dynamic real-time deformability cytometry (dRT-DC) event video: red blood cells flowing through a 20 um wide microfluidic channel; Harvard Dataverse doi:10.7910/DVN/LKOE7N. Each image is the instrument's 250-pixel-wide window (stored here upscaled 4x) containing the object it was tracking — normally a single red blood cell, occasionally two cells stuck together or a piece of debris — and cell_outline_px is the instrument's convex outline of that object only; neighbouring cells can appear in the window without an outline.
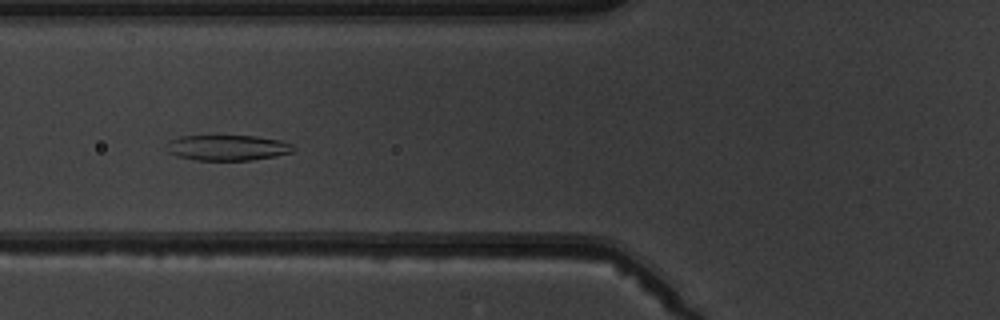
{"species": "common noctule bat (a hibernating species)", "species_latin": "Nyctalus noctula", "temperature_condition": "warm", "stored_images_in_passage": 9, "camera_frame_rate_fps": 3000, "um_per_image_px": 0.085, "animal": {"sex": "male", "body_mass_g": 19.5, "forearm_length_mm": 54.6}, "frame": {"image": 1, "passage_image": 7, "time_ms": 7.0, "image_size_px": [1000, 320], "cell_outline_px": [[296, 148], [292, 152], [276, 156], [248, 160], [196, 160], [176, 156], [168, 152], [164, 148], [172, 140], [180, 136], [256, 136], [280, 140], [292, 144]], "centroid_in_image_um": [19.34, 12.55], "position_along_channel_um": 106.5, "area_um2": 18.84}}
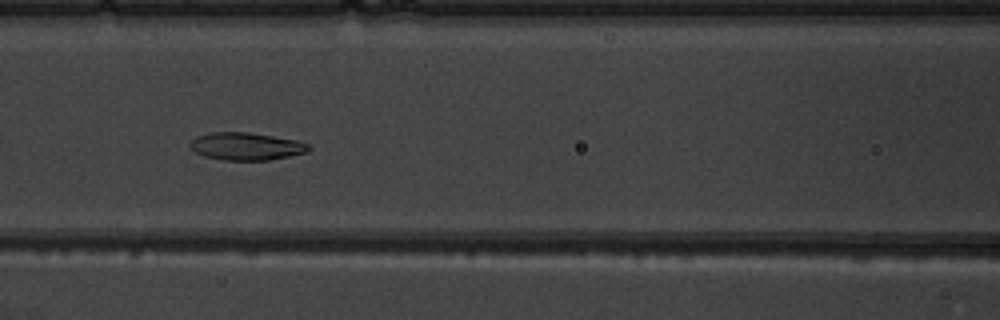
{"frame": {"image": 2, "passage_image": 8, "time_ms": 8.0, "image_size_px": [1000, 320], "cell_outline_px": [[312, 148], [308, 152], [268, 160], [224, 160], [204, 156], [196, 152], [188, 144], [196, 136], [212, 132], [248, 132], [296, 140], [312, 144]], "centroid_in_image_um": [20.96, 12.43], "position_along_channel_um": 145.6, "area_um2": 19.07}}
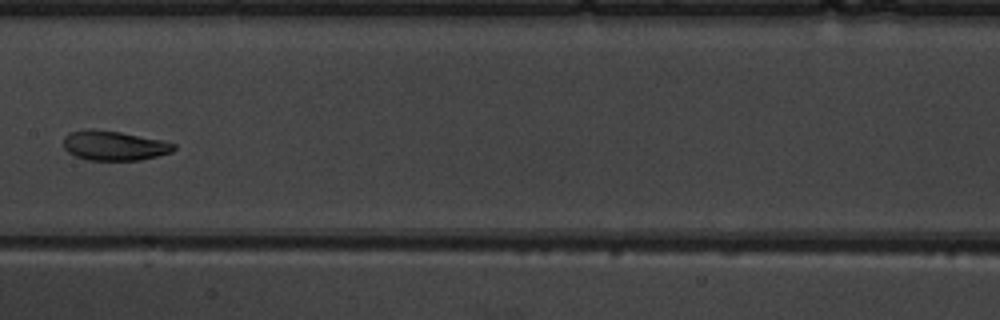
{"frame": {"image": 3, "passage_image": 9, "time_ms": 9.333, "image_size_px": [1000, 320], "cell_outline_px": [[176, 148], [172, 152], [140, 160], [88, 160], [76, 156], [68, 152], [64, 148], [64, 136], [68, 132], [88, 128], [92, 128], [120, 132], [160, 140], [176, 144]], "centroid_in_image_um": [9.66, 12.37], "position_along_channel_um": 197.7, "area_um2": 19.07}}